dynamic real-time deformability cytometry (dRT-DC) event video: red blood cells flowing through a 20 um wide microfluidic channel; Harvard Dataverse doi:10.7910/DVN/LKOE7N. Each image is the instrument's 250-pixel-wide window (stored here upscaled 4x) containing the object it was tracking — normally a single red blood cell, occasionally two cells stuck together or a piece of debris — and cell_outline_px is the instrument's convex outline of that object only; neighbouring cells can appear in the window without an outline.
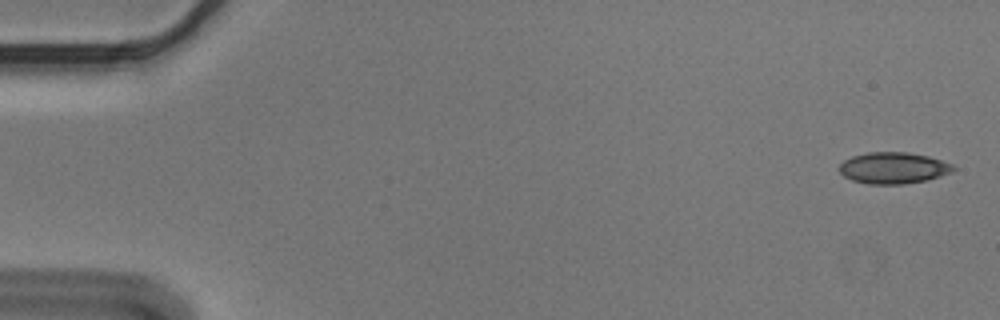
{"species": "Egyptian fruit bat (a non-hibernating species)", "species_latin": "Rousettus aegyptiacus", "temperature_condition": "cold", "stored_images_in_passage": 5, "camera_frame_rate_fps": 3000, "um_per_image_px": 0.085, "animal": {"sex": "male"}, "frame": {"image": 1, "passage_image": 1, "time_ms": 0.0, "image_size_px": [1000, 320], "cell_outline_px": [[956, 168], [952, 172], [928, 180], [904, 184], [868, 184], [852, 180], [844, 176], [836, 168], [844, 160], [852, 156], [868, 152], [908, 152], [928, 156], [952, 164]], "centroid_in_image_um": [75.91, 14.28], "position_along_channel_um": 9.1, "area_um2": 20.98}}
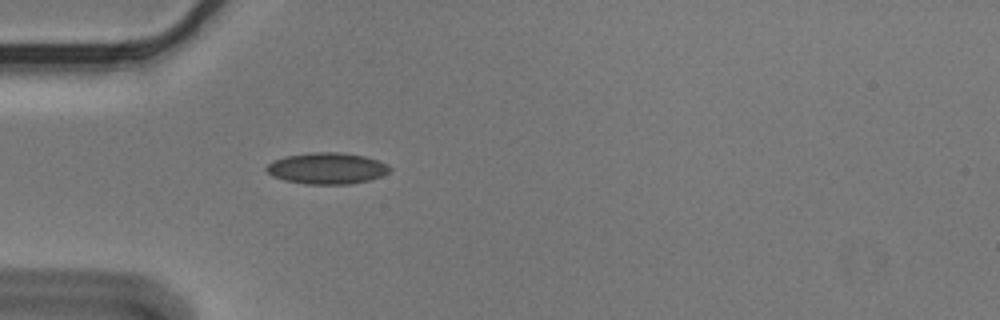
{"frame": {"image": 2, "passage_image": 5, "time_ms": 1.333, "image_size_px": [1000, 320], "cell_outline_px": [[392, 168], [388, 172], [380, 176], [368, 180], [348, 184], [308, 184], [284, 180], [272, 176], [264, 168], [268, 164], [284, 156], [312, 152], [340, 152], [364, 156], [388, 164]], "centroid_in_image_um": [27.78, 14.3], "position_along_channel_um": 57.2, "area_um2": 22.37}}